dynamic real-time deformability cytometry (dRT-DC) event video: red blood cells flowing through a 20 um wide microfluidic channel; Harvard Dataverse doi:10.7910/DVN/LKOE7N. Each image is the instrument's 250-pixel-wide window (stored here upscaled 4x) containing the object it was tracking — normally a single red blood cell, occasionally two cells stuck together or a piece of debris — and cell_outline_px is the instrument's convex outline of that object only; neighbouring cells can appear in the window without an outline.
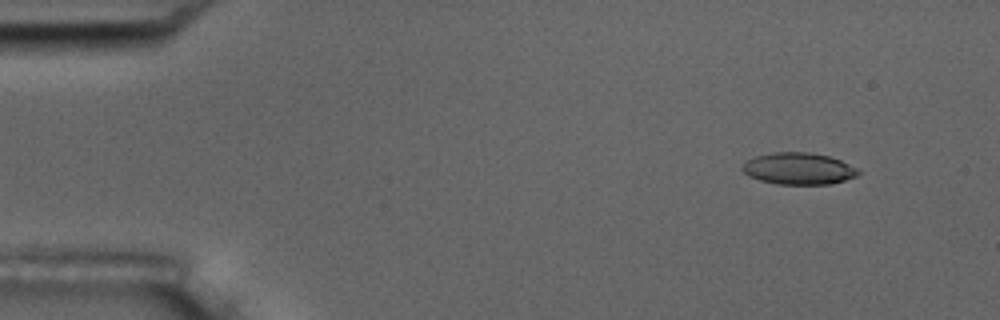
{"species": "common noctule bat (a hibernating species)", "species_latin": "Nyctalus noctula", "temperature_condition": "room temperature", "stored_images_in_passage": 5, "camera_frame_rate_fps": 3000, "um_per_image_px": 0.085, "animal": {"sex": "male", "body_mass_g": 17.5, "forearm_length_mm": 52.3}, "frame": {"image": 1, "passage_image": 2, "time_ms": 1.0, "image_size_px": [1000, 320], "cell_outline_px": [[860, 172], [856, 176], [844, 180], [828, 184], [776, 184], [760, 180], [748, 176], [740, 168], [748, 160], [756, 156], [772, 152], [808, 152], [828, 156], [840, 160], [856, 168]], "centroid_in_image_um": [67.85, 14.33], "position_along_channel_um": 17.2, "area_um2": 21.27}}
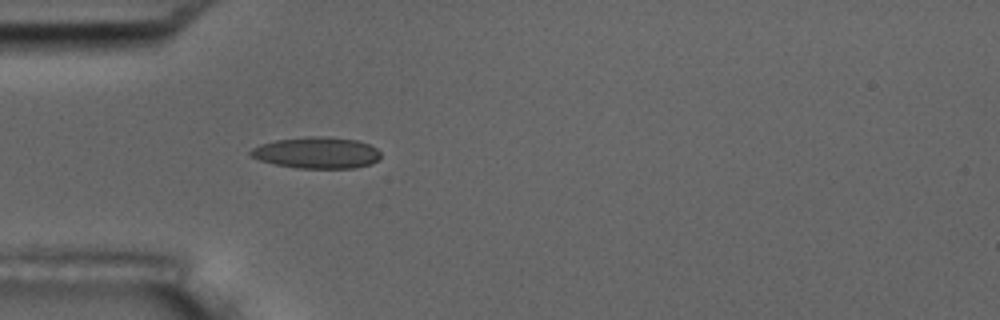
{"frame": {"image": 2, "passage_image": 5, "time_ms": 4.667, "image_size_px": [1000, 320], "cell_outline_px": [[380, 156], [372, 164], [352, 168], [300, 168], [276, 164], [260, 160], [248, 156], [248, 152], [252, 148], [260, 144], [276, 140], [308, 136], [320, 136], [356, 140], [368, 144], [376, 148], [380, 152]], "centroid_in_image_um": [26.89, 12.98], "position_along_channel_um": 58.1, "area_um2": 23.7}}